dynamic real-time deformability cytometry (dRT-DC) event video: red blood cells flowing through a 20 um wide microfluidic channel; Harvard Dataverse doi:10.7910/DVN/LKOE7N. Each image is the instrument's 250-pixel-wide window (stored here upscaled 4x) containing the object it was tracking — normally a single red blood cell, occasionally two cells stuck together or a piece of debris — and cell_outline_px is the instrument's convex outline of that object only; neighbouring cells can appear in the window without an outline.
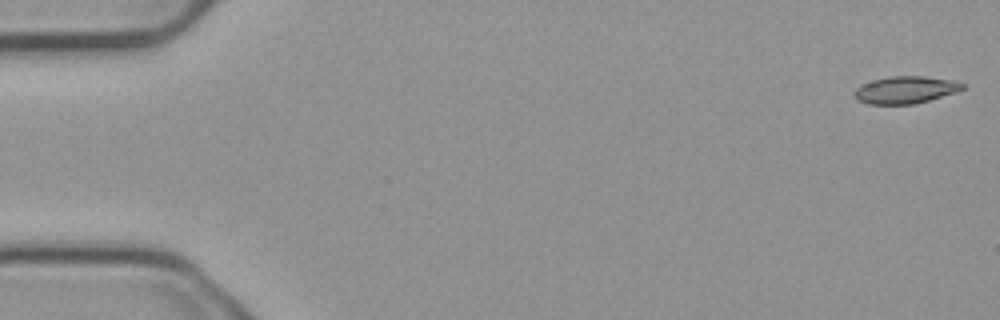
{"species": "common noctule bat (a hibernating species)", "species_latin": "Nyctalus noctula", "temperature_condition": "cold", "stored_images_in_passage": 54, "camera_frame_rate_fps": 3000, "um_per_image_px": 0.085, "animal": {"sex": "male", "body_mass_g": 23.1, "forearm_length_mm": 52.7}, "frame": {"image": 1, "passage_image": 1, "time_ms": 0.0, "image_size_px": [1000, 320], "cell_outline_px": [[964, 88], [956, 92], [928, 100], [912, 104], [868, 104], [856, 100], [852, 96], [852, 92], [860, 84], [872, 80], [888, 76], [924, 76], [952, 80], [964, 84]], "centroid_in_image_um": [76.88, 7.63], "position_along_channel_um": 8.1, "area_um2": 17.28}}
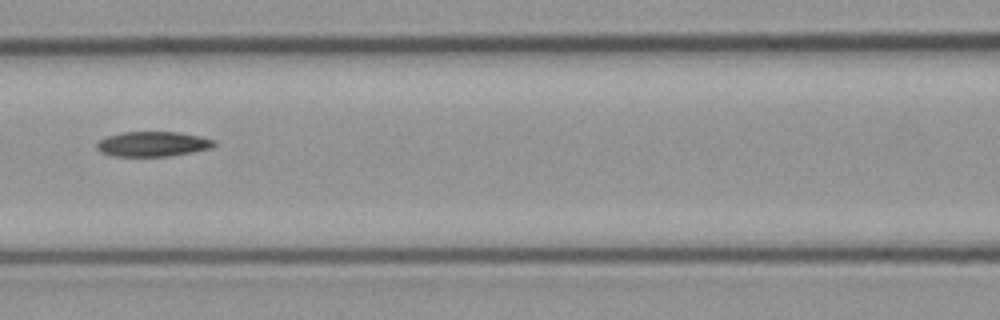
{"frame": {"image": 2, "passage_image": 24, "time_ms": 7.667, "image_size_px": [1000, 320], "cell_outline_px": [[216, 144], [212, 148], [192, 152], [168, 156], [112, 156], [100, 152], [96, 148], [96, 144], [104, 136], [120, 132], [180, 132], [200, 136], [216, 140]], "centroid_in_image_um": [12.97, 12.23], "position_along_channel_um": 153.6, "area_um2": 17.28}}
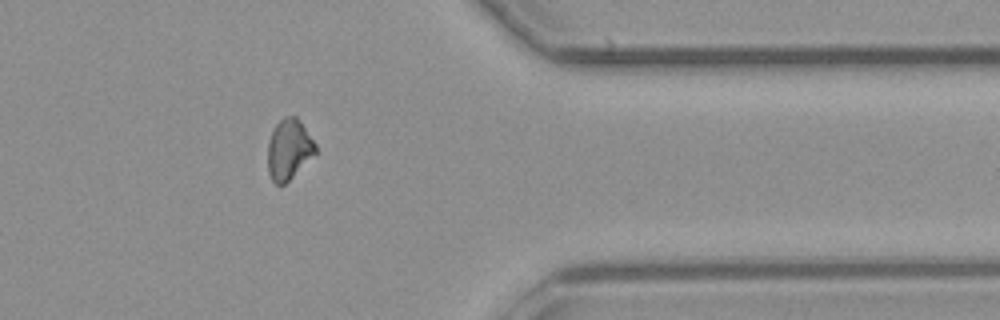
{"frame": {"image": 3, "passage_image": 44, "time_ms": 14.333, "image_size_px": [1000, 320], "cell_outline_px": [[316, 152], [284, 184], [276, 184], [272, 180], [268, 172], [268, 140], [272, 128], [284, 116], [296, 116], [300, 120], [316, 144]], "centroid_in_image_um": [24.53, 12.65], "position_along_channel_um": 386.9, "area_um2": 16.65}}